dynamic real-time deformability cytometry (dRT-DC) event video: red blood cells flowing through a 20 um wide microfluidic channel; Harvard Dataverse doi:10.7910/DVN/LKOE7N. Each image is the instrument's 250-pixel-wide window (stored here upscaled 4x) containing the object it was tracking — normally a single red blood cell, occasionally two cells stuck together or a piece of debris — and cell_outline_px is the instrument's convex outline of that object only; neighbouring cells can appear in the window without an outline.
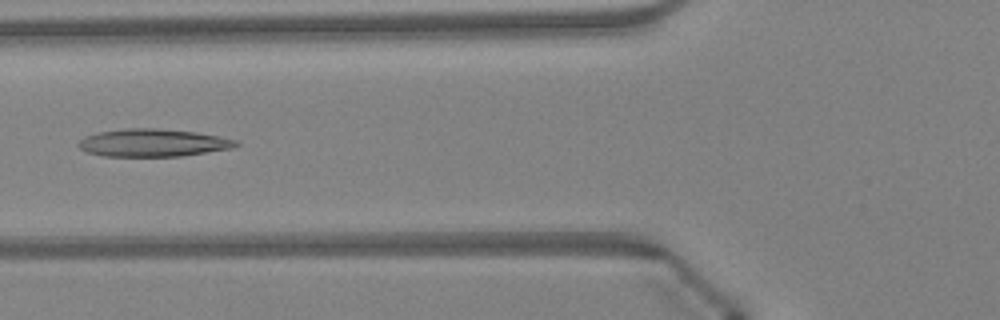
{"species": "Egyptian fruit bat (a non-hibernating species)", "species_latin": "Rousettus aegyptiacus", "temperature_condition": "warm", "stored_images_in_passage": 36, "camera_frame_rate_fps": 3000, "um_per_image_px": 0.085, "animal": {"sex": "female"}, "frame": {"image": 1, "passage_image": 11, "time_ms": 3.333, "image_size_px": [1000, 320], "cell_outline_px": [[240, 144], [236, 148], [180, 156], [104, 156], [88, 152], [80, 148], [76, 144], [84, 136], [100, 132], [124, 128], [156, 128], [196, 132], [220, 136], [240, 140]], "centroid_in_image_um": [13.07, 12.13], "position_along_channel_um": 112.7, "area_um2": 25.61}}
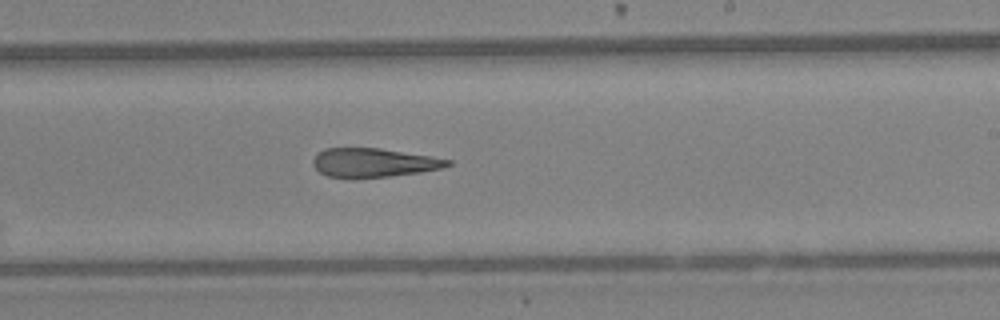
{"frame": {"image": 2, "passage_image": 21, "time_ms": 6.667, "image_size_px": [1000, 320], "cell_outline_px": [[452, 164], [444, 168], [420, 172], [356, 180], [352, 180], [328, 176], [320, 172], [312, 164], [312, 160], [324, 148], [380, 148], [432, 156], [452, 160]], "centroid_in_image_um": [31.76, 13.85], "position_along_channel_um": 257.2, "area_um2": 23.12}}
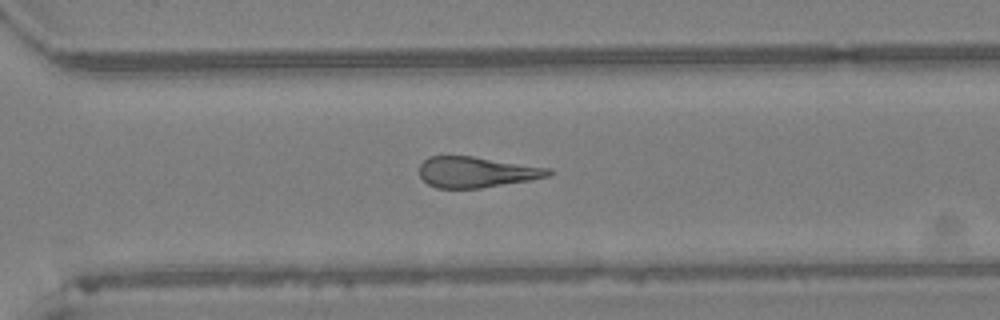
{"frame": {"image": 3, "passage_image": 26, "time_ms": 8.333, "image_size_px": [1000, 320], "cell_outline_px": [[552, 172], [548, 176], [532, 180], [480, 188], [436, 188], [428, 184], [420, 176], [420, 164], [428, 156], [472, 156], [552, 168]], "centroid_in_image_um": [40.51, 14.62], "position_along_channel_um": 330.1, "area_um2": 23.18}, "authors_computed_cell_mechanics": {"area_um2": 24.1315, "velocity_mm_per_s": 4.3729, "shape_relaxation_time_tau1_ms": null, "shape_relaxation_time_tau2_ms": 5.5239, "deformation_change_tau1": null, "deformation_change_tau2": 0.2041}}